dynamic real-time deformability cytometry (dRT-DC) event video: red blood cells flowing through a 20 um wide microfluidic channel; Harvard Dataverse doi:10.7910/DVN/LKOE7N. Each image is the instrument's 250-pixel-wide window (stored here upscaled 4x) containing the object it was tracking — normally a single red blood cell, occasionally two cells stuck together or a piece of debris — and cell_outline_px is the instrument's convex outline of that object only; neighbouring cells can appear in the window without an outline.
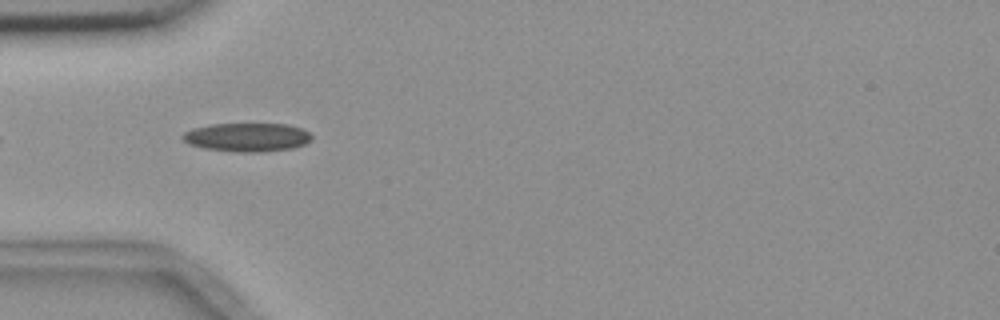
{"species": "common noctule bat (a hibernating species)", "species_latin": "Nyctalus noctula", "temperature_condition": "room temperature", "stored_images_in_passage": 8, "camera_frame_rate_fps": 3000, "um_per_image_px": 0.085, "animal": {"sex": "female", "body_mass_g": 18.4}, "frame": {"image": 1, "passage_image": 2, "time_ms": 1.0, "image_size_px": [1000, 320], "cell_outline_px": [[312, 140], [304, 144], [292, 148], [260, 152], [236, 152], [204, 148], [188, 144], [180, 136], [184, 132], [192, 128], [212, 124], [288, 124], [300, 128], [308, 132], [312, 136]], "centroid_in_image_um": [20.98, 11.66], "position_along_channel_um": 64.0, "area_um2": 21.56}}
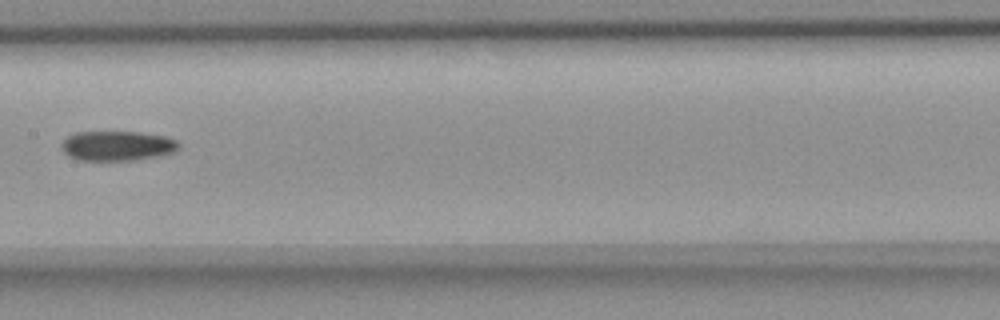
{"frame": {"image": 2, "passage_image": 5, "time_ms": 4.667, "image_size_px": [1000, 320], "cell_outline_px": [[180, 148], [176, 152], [160, 156], [132, 160], [80, 160], [68, 156], [60, 148], [60, 144], [68, 136], [76, 132], [140, 132], [164, 136], [176, 140], [180, 144]], "centroid_in_image_um": [9.98, 12.4], "position_along_channel_um": 197.4, "area_um2": 20.52}}
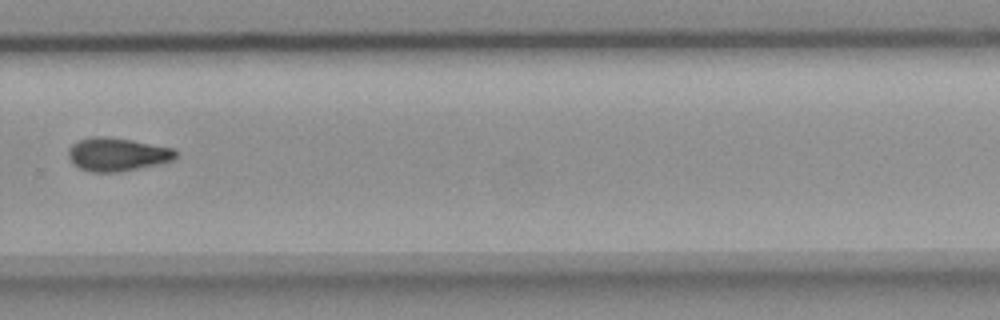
{"frame": {"image": 3, "passage_image": 8, "time_ms": 8.0, "image_size_px": [1000, 320], "cell_outline_px": [[180, 156], [176, 160], [116, 172], [92, 172], [80, 168], [72, 164], [68, 156], [68, 148], [72, 144], [80, 140], [92, 136], [104, 136], [132, 140], [176, 148], [180, 152]], "centroid_in_image_um": [10.02, 13.11], "position_along_channel_um": 319.8, "area_um2": 21.1}}